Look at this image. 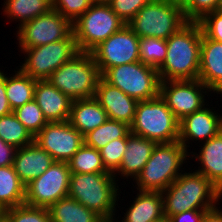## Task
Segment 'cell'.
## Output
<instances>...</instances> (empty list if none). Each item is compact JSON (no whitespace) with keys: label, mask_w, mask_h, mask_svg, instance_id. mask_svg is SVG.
Instances as JSON below:
<instances>
[{"label":"cell","mask_w":222,"mask_h":222,"mask_svg":"<svg viewBox=\"0 0 222 222\" xmlns=\"http://www.w3.org/2000/svg\"><path fill=\"white\" fill-rule=\"evenodd\" d=\"M218 0H188L183 7L187 21L198 22L204 15L217 11Z\"/></svg>","instance_id":"obj_37"},{"label":"cell","mask_w":222,"mask_h":222,"mask_svg":"<svg viewBox=\"0 0 222 222\" xmlns=\"http://www.w3.org/2000/svg\"><path fill=\"white\" fill-rule=\"evenodd\" d=\"M96 0H52V9L71 23L84 14Z\"/></svg>","instance_id":"obj_36"},{"label":"cell","mask_w":222,"mask_h":222,"mask_svg":"<svg viewBox=\"0 0 222 222\" xmlns=\"http://www.w3.org/2000/svg\"><path fill=\"white\" fill-rule=\"evenodd\" d=\"M102 78L137 101L153 99L160 92L158 70L141 61L111 67Z\"/></svg>","instance_id":"obj_9"},{"label":"cell","mask_w":222,"mask_h":222,"mask_svg":"<svg viewBox=\"0 0 222 222\" xmlns=\"http://www.w3.org/2000/svg\"><path fill=\"white\" fill-rule=\"evenodd\" d=\"M67 163L70 173H111L105 168L99 150L85 144Z\"/></svg>","instance_id":"obj_30"},{"label":"cell","mask_w":222,"mask_h":222,"mask_svg":"<svg viewBox=\"0 0 222 222\" xmlns=\"http://www.w3.org/2000/svg\"><path fill=\"white\" fill-rule=\"evenodd\" d=\"M94 98L106 111L108 118L131 125L138 101L122 90L110 85L103 78L98 82Z\"/></svg>","instance_id":"obj_17"},{"label":"cell","mask_w":222,"mask_h":222,"mask_svg":"<svg viewBox=\"0 0 222 222\" xmlns=\"http://www.w3.org/2000/svg\"><path fill=\"white\" fill-rule=\"evenodd\" d=\"M34 141L55 161L68 162L84 144V136L69 121L48 122Z\"/></svg>","instance_id":"obj_15"},{"label":"cell","mask_w":222,"mask_h":222,"mask_svg":"<svg viewBox=\"0 0 222 222\" xmlns=\"http://www.w3.org/2000/svg\"><path fill=\"white\" fill-rule=\"evenodd\" d=\"M202 30L188 21L167 40V55L158 69L160 81L198 79Z\"/></svg>","instance_id":"obj_1"},{"label":"cell","mask_w":222,"mask_h":222,"mask_svg":"<svg viewBox=\"0 0 222 222\" xmlns=\"http://www.w3.org/2000/svg\"><path fill=\"white\" fill-rule=\"evenodd\" d=\"M179 120L160 94L149 100L138 101L130 132L157 144L179 139Z\"/></svg>","instance_id":"obj_5"},{"label":"cell","mask_w":222,"mask_h":222,"mask_svg":"<svg viewBox=\"0 0 222 222\" xmlns=\"http://www.w3.org/2000/svg\"><path fill=\"white\" fill-rule=\"evenodd\" d=\"M155 222H171V220H170V218L169 217H163V218H161L160 220H158V221H155Z\"/></svg>","instance_id":"obj_46"},{"label":"cell","mask_w":222,"mask_h":222,"mask_svg":"<svg viewBox=\"0 0 222 222\" xmlns=\"http://www.w3.org/2000/svg\"><path fill=\"white\" fill-rule=\"evenodd\" d=\"M202 222H222V208L219 210L218 206L207 211Z\"/></svg>","instance_id":"obj_43"},{"label":"cell","mask_w":222,"mask_h":222,"mask_svg":"<svg viewBox=\"0 0 222 222\" xmlns=\"http://www.w3.org/2000/svg\"><path fill=\"white\" fill-rule=\"evenodd\" d=\"M222 76V43L202 34L198 79L209 89Z\"/></svg>","instance_id":"obj_24"},{"label":"cell","mask_w":222,"mask_h":222,"mask_svg":"<svg viewBox=\"0 0 222 222\" xmlns=\"http://www.w3.org/2000/svg\"><path fill=\"white\" fill-rule=\"evenodd\" d=\"M209 210L211 209L188 210L175 215H171L169 218L171 222H202L204 215Z\"/></svg>","instance_id":"obj_40"},{"label":"cell","mask_w":222,"mask_h":222,"mask_svg":"<svg viewBox=\"0 0 222 222\" xmlns=\"http://www.w3.org/2000/svg\"><path fill=\"white\" fill-rule=\"evenodd\" d=\"M156 145V142L130 132L127 136L126 151L123 154L119 168L113 173L114 177H118L116 175L118 173L119 176H123V179L124 177L127 179L128 177L133 178L134 182L149 160Z\"/></svg>","instance_id":"obj_20"},{"label":"cell","mask_w":222,"mask_h":222,"mask_svg":"<svg viewBox=\"0 0 222 222\" xmlns=\"http://www.w3.org/2000/svg\"><path fill=\"white\" fill-rule=\"evenodd\" d=\"M102 74L91 53L79 52L47 79L71 100L92 98Z\"/></svg>","instance_id":"obj_6"},{"label":"cell","mask_w":222,"mask_h":222,"mask_svg":"<svg viewBox=\"0 0 222 222\" xmlns=\"http://www.w3.org/2000/svg\"><path fill=\"white\" fill-rule=\"evenodd\" d=\"M117 181L113 173H71L68 196L113 222L121 193Z\"/></svg>","instance_id":"obj_3"},{"label":"cell","mask_w":222,"mask_h":222,"mask_svg":"<svg viewBox=\"0 0 222 222\" xmlns=\"http://www.w3.org/2000/svg\"><path fill=\"white\" fill-rule=\"evenodd\" d=\"M0 139L16 149L34 142V137L13 112L0 117Z\"/></svg>","instance_id":"obj_31"},{"label":"cell","mask_w":222,"mask_h":222,"mask_svg":"<svg viewBox=\"0 0 222 222\" xmlns=\"http://www.w3.org/2000/svg\"><path fill=\"white\" fill-rule=\"evenodd\" d=\"M90 53L103 75L111 67L140 61L139 37L126 24Z\"/></svg>","instance_id":"obj_13"},{"label":"cell","mask_w":222,"mask_h":222,"mask_svg":"<svg viewBox=\"0 0 222 222\" xmlns=\"http://www.w3.org/2000/svg\"><path fill=\"white\" fill-rule=\"evenodd\" d=\"M13 113L33 137L48 123L34 99L16 108Z\"/></svg>","instance_id":"obj_33"},{"label":"cell","mask_w":222,"mask_h":222,"mask_svg":"<svg viewBox=\"0 0 222 222\" xmlns=\"http://www.w3.org/2000/svg\"><path fill=\"white\" fill-rule=\"evenodd\" d=\"M150 0H106L111 9L127 24Z\"/></svg>","instance_id":"obj_39"},{"label":"cell","mask_w":222,"mask_h":222,"mask_svg":"<svg viewBox=\"0 0 222 222\" xmlns=\"http://www.w3.org/2000/svg\"><path fill=\"white\" fill-rule=\"evenodd\" d=\"M3 4V14L19 21V26L52 9V0H4Z\"/></svg>","instance_id":"obj_28"},{"label":"cell","mask_w":222,"mask_h":222,"mask_svg":"<svg viewBox=\"0 0 222 222\" xmlns=\"http://www.w3.org/2000/svg\"><path fill=\"white\" fill-rule=\"evenodd\" d=\"M25 202V185L13 165L0 167V210L16 207Z\"/></svg>","instance_id":"obj_27"},{"label":"cell","mask_w":222,"mask_h":222,"mask_svg":"<svg viewBox=\"0 0 222 222\" xmlns=\"http://www.w3.org/2000/svg\"><path fill=\"white\" fill-rule=\"evenodd\" d=\"M204 106L201 110L185 116L179 122V139L187 150L190 140L208 141L222 131V115L213 111L214 107Z\"/></svg>","instance_id":"obj_16"},{"label":"cell","mask_w":222,"mask_h":222,"mask_svg":"<svg viewBox=\"0 0 222 222\" xmlns=\"http://www.w3.org/2000/svg\"><path fill=\"white\" fill-rule=\"evenodd\" d=\"M5 222H51L48 209L22 204L2 211Z\"/></svg>","instance_id":"obj_34"},{"label":"cell","mask_w":222,"mask_h":222,"mask_svg":"<svg viewBox=\"0 0 222 222\" xmlns=\"http://www.w3.org/2000/svg\"><path fill=\"white\" fill-rule=\"evenodd\" d=\"M164 216L170 217L194 209H213L222 200V192L204 175L181 173L164 191Z\"/></svg>","instance_id":"obj_2"},{"label":"cell","mask_w":222,"mask_h":222,"mask_svg":"<svg viewBox=\"0 0 222 222\" xmlns=\"http://www.w3.org/2000/svg\"><path fill=\"white\" fill-rule=\"evenodd\" d=\"M107 119L106 111L94 97L72 101L68 121L83 136L102 125Z\"/></svg>","instance_id":"obj_22"},{"label":"cell","mask_w":222,"mask_h":222,"mask_svg":"<svg viewBox=\"0 0 222 222\" xmlns=\"http://www.w3.org/2000/svg\"><path fill=\"white\" fill-rule=\"evenodd\" d=\"M202 144L199 154L193 151L189 154L200 162L201 167L195 171L206 176L222 192V131Z\"/></svg>","instance_id":"obj_21"},{"label":"cell","mask_w":222,"mask_h":222,"mask_svg":"<svg viewBox=\"0 0 222 222\" xmlns=\"http://www.w3.org/2000/svg\"><path fill=\"white\" fill-rule=\"evenodd\" d=\"M217 11L222 12V0H218Z\"/></svg>","instance_id":"obj_47"},{"label":"cell","mask_w":222,"mask_h":222,"mask_svg":"<svg viewBox=\"0 0 222 222\" xmlns=\"http://www.w3.org/2000/svg\"><path fill=\"white\" fill-rule=\"evenodd\" d=\"M179 141L157 144L134 180L138 191L162 192L182 173V164L190 155ZM188 158V159H187ZM181 171V172H180Z\"/></svg>","instance_id":"obj_4"},{"label":"cell","mask_w":222,"mask_h":222,"mask_svg":"<svg viewBox=\"0 0 222 222\" xmlns=\"http://www.w3.org/2000/svg\"><path fill=\"white\" fill-rule=\"evenodd\" d=\"M20 49L26 57L19 69L35 80H47L54 71L79 53L73 32L64 40Z\"/></svg>","instance_id":"obj_10"},{"label":"cell","mask_w":222,"mask_h":222,"mask_svg":"<svg viewBox=\"0 0 222 222\" xmlns=\"http://www.w3.org/2000/svg\"><path fill=\"white\" fill-rule=\"evenodd\" d=\"M217 93L222 96V76L219 78V80L210 88V93Z\"/></svg>","instance_id":"obj_44"},{"label":"cell","mask_w":222,"mask_h":222,"mask_svg":"<svg viewBox=\"0 0 222 222\" xmlns=\"http://www.w3.org/2000/svg\"><path fill=\"white\" fill-rule=\"evenodd\" d=\"M20 48H32L66 39L72 32V23L54 9L17 27Z\"/></svg>","instance_id":"obj_12"},{"label":"cell","mask_w":222,"mask_h":222,"mask_svg":"<svg viewBox=\"0 0 222 222\" xmlns=\"http://www.w3.org/2000/svg\"><path fill=\"white\" fill-rule=\"evenodd\" d=\"M5 90V73L0 69V117L12 113Z\"/></svg>","instance_id":"obj_42"},{"label":"cell","mask_w":222,"mask_h":222,"mask_svg":"<svg viewBox=\"0 0 222 222\" xmlns=\"http://www.w3.org/2000/svg\"><path fill=\"white\" fill-rule=\"evenodd\" d=\"M129 133V125L108 118L102 125L84 135V144L100 150L112 140L127 138Z\"/></svg>","instance_id":"obj_29"},{"label":"cell","mask_w":222,"mask_h":222,"mask_svg":"<svg viewBox=\"0 0 222 222\" xmlns=\"http://www.w3.org/2000/svg\"><path fill=\"white\" fill-rule=\"evenodd\" d=\"M209 92L199 79L160 81L159 94L179 121L208 105L205 95Z\"/></svg>","instance_id":"obj_14"},{"label":"cell","mask_w":222,"mask_h":222,"mask_svg":"<svg viewBox=\"0 0 222 222\" xmlns=\"http://www.w3.org/2000/svg\"><path fill=\"white\" fill-rule=\"evenodd\" d=\"M198 23L205 37L222 43V12L207 13Z\"/></svg>","instance_id":"obj_38"},{"label":"cell","mask_w":222,"mask_h":222,"mask_svg":"<svg viewBox=\"0 0 222 222\" xmlns=\"http://www.w3.org/2000/svg\"><path fill=\"white\" fill-rule=\"evenodd\" d=\"M70 174L67 162L55 161L43 174L25 186L24 204L48 208L67 197Z\"/></svg>","instance_id":"obj_11"},{"label":"cell","mask_w":222,"mask_h":222,"mask_svg":"<svg viewBox=\"0 0 222 222\" xmlns=\"http://www.w3.org/2000/svg\"><path fill=\"white\" fill-rule=\"evenodd\" d=\"M124 25L126 23L106 1L96 0L84 14L72 23L79 52L90 53Z\"/></svg>","instance_id":"obj_7"},{"label":"cell","mask_w":222,"mask_h":222,"mask_svg":"<svg viewBox=\"0 0 222 222\" xmlns=\"http://www.w3.org/2000/svg\"><path fill=\"white\" fill-rule=\"evenodd\" d=\"M16 148L0 139V167L13 165Z\"/></svg>","instance_id":"obj_41"},{"label":"cell","mask_w":222,"mask_h":222,"mask_svg":"<svg viewBox=\"0 0 222 222\" xmlns=\"http://www.w3.org/2000/svg\"><path fill=\"white\" fill-rule=\"evenodd\" d=\"M158 1H163V2H166V3H172V4H175V5H179L183 8L187 4L188 0H158Z\"/></svg>","instance_id":"obj_45"},{"label":"cell","mask_w":222,"mask_h":222,"mask_svg":"<svg viewBox=\"0 0 222 222\" xmlns=\"http://www.w3.org/2000/svg\"><path fill=\"white\" fill-rule=\"evenodd\" d=\"M34 100L48 122L69 120L72 101L48 80H36Z\"/></svg>","instance_id":"obj_19"},{"label":"cell","mask_w":222,"mask_h":222,"mask_svg":"<svg viewBox=\"0 0 222 222\" xmlns=\"http://www.w3.org/2000/svg\"><path fill=\"white\" fill-rule=\"evenodd\" d=\"M121 222H155L164 217L161 192L139 191ZM117 222V218L114 219ZM115 222V221H113ZM120 222V221H119Z\"/></svg>","instance_id":"obj_23"},{"label":"cell","mask_w":222,"mask_h":222,"mask_svg":"<svg viewBox=\"0 0 222 222\" xmlns=\"http://www.w3.org/2000/svg\"><path fill=\"white\" fill-rule=\"evenodd\" d=\"M139 53L143 64L158 70L166 59V40L153 37L139 38Z\"/></svg>","instance_id":"obj_32"},{"label":"cell","mask_w":222,"mask_h":222,"mask_svg":"<svg viewBox=\"0 0 222 222\" xmlns=\"http://www.w3.org/2000/svg\"><path fill=\"white\" fill-rule=\"evenodd\" d=\"M127 138L110 141L99 150L105 168L114 173L120 166L123 154L126 151Z\"/></svg>","instance_id":"obj_35"},{"label":"cell","mask_w":222,"mask_h":222,"mask_svg":"<svg viewBox=\"0 0 222 222\" xmlns=\"http://www.w3.org/2000/svg\"><path fill=\"white\" fill-rule=\"evenodd\" d=\"M13 72L15 74H11V77L7 73L5 74L6 96L12 111L34 99L36 86V80L20 69L17 68V71Z\"/></svg>","instance_id":"obj_26"},{"label":"cell","mask_w":222,"mask_h":222,"mask_svg":"<svg viewBox=\"0 0 222 222\" xmlns=\"http://www.w3.org/2000/svg\"><path fill=\"white\" fill-rule=\"evenodd\" d=\"M54 162L52 156L34 141L16 150L13 168L26 186L43 174Z\"/></svg>","instance_id":"obj_18"},{"label":"cell","mask_w":222,"mask_h":222,"mask_svg":"<svg viewBox=\"0 0 222 222\" xmlns=\"http://www.w3.org/2000/svg\"><path fill=\"white\" fill-rule=\"evenodd\" d=\"M47 209L51 222H105L94 211L69 196L60 199Z\"/></svg>","instance_id":"obj_25"},{"label":"cell","mask_w":222,"mask_h":222,"mask_svg":"<svg viewBox=\"0 0 222 222\" xmlns=\"http://www.w3.org/2000/svg\"><path fill=\"white\" fill-rule=\"evenodd\" d=\"M2 218V211L0 210V219Z\"/></svg>","instance_id":"obj_48"},{"label":"cell","mask_w":222,"mask_h":222,"mask_svg":"<svg viewBox=\"0 0 222 222\" xmlns=\"http://www.w3.org/2000/svg\"><path fill=\"white\" fill-rule=\"evenodd\" d=\"M188 21L179 5L150 0L127 23L139 37H153L167 40Z\"/></svg>","instance_id":"obj_8"}]
</instances>
